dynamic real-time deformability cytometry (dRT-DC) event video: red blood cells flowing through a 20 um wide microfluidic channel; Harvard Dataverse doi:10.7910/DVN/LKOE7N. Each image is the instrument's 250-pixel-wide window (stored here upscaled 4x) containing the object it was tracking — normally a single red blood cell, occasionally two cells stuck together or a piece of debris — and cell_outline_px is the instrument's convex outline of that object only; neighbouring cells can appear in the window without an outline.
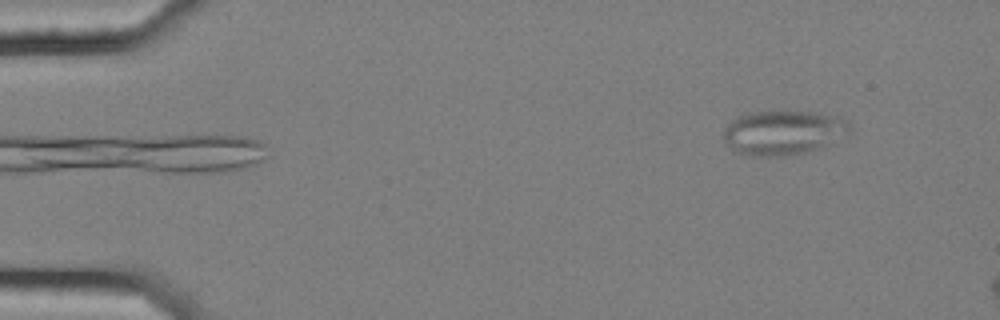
{"species": "common noctule bat (a hibernating species)", "species_latin": "Nyctalus noctula", "temperature_condition": "cold", "stored_images_in_passage": 5, "camera_frame_rate_fps": 3000, "um_per_image_px": 0.085, "animal": {"sex": "female", "body_mass_g": 25.1}, "frame": {"image": 1, "passage_image": 5, "time_ms": 1.333, "image_size_px": [1000, 320], "cell_outline_px": [[848, 132], [824, 148], [808, 152], [784, 156], [748, 156], [736, 152], [724, 140], [724, 128], [736, 116], [748, 112], [820, 112], [840, 116], [848, 120]], "centroid_in_image_um": [66.58, 11.27], "position_along_channel_um": 18.4, "area_um2": 32.89}}